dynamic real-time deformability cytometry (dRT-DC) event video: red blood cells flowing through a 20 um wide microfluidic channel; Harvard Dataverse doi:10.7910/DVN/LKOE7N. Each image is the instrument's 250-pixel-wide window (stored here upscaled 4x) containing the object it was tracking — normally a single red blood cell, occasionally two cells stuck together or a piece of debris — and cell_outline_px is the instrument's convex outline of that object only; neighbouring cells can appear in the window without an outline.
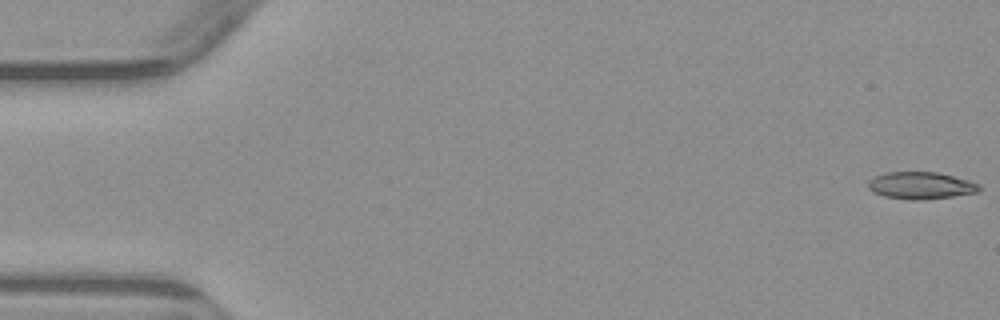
{"species": "common noctule bat (a hibernating species)", "species_latin": "Nyctalus noctula", "temperature_condition": "warm", "stored_images_in_passage": 5, "camera_frame_rate_fps": 3000, "um_per_image_px": 0.085, "animal": {"sex": "male", "body_mass_g": 23.1, "forearm_length_mm": 52.7}, "frame": {"image": 1, "passage_image": 1, "time_ms": 0.0, "image_size_px": [1000, 320], "cell_outline_px": [[980, 188], [976, 192], [952, 196], [924, 200], [912, 200], [884, 196], [868, 188], [868, 180], [876, 176], [888, 172], [936, 172], [968, 180], [980, 184]], "centroid_in_image_um": [78.26, 15.77], "position_along_channel_um": 6.7, "area_um2": 17.28}}
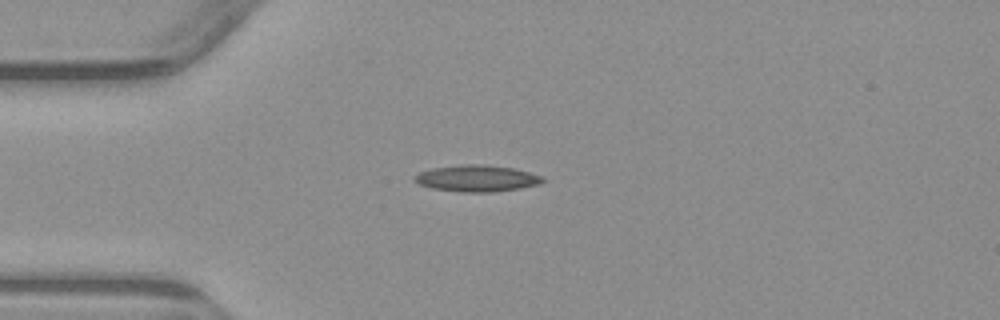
{"frame": {"image": 2, "passage_image": 4, "time_ms": 4.333, "image_size_px": [1000, 320], "cell_outline_px": [[544, 180], [540, 184], [520, 188], [492, 192], [460, 192], [432, 188], [420, 184], [412, 180], [412, 176], [420, 172], [432, 168], [460, 164], [484, 164], [512, 168], [544, 176]], "centroid_in_image_um": [40.51, 15.16], "position_along_channel_um": 44.5, "area_um2": 19.88}}
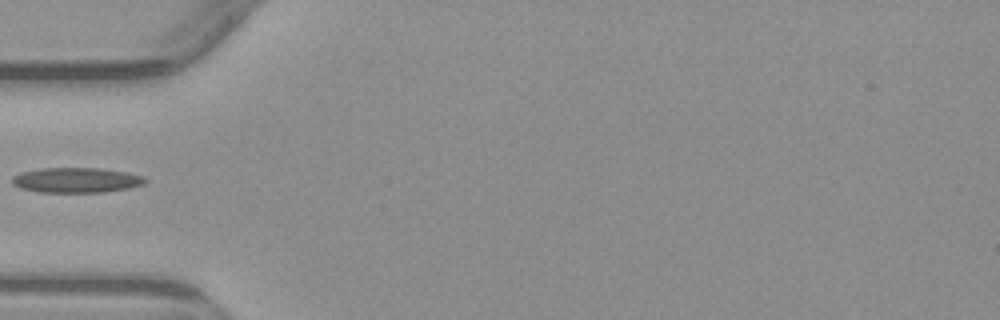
{"frame": {"image": 3, "passage_image": 5, "time_ms": 5.667, "image_size_px": [1000, 320], "cell_outline_px": [[148, 180], [144, 184], [128, 188], [104, 192], [36, 192], [20, 188], [12, 184], [12, 176], [20, 172], [44, 168], [100, 168], [128, 172], [144, 176]], "centroid_in_image_um": [6.49, 15.31], "position_along_channel_um": 78.5, "area_um2": 19.59}}